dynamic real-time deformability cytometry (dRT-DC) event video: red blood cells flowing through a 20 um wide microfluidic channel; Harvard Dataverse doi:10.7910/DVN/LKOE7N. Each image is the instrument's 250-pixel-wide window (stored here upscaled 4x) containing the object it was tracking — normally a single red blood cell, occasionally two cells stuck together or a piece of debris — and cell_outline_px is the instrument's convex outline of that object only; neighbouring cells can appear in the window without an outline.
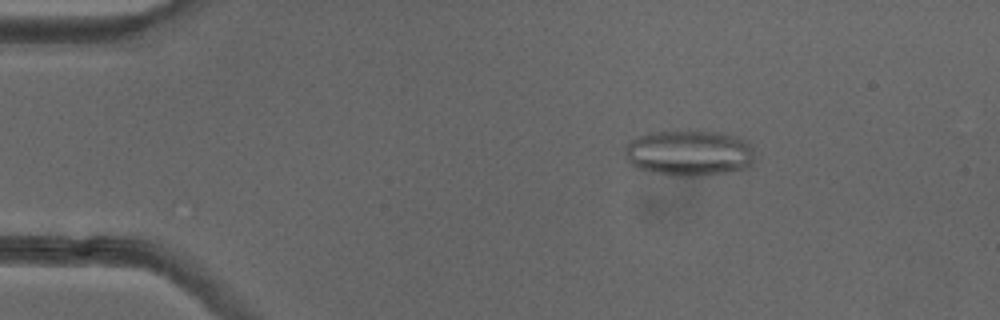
{"species": "common noctule bat (a hibernating species)", "species_latin": "Nyctalus noctula", "temperature_condition": "cold", "stored_images_in_passage": 51, "camera_frame_rate_fps": 3000, "um_per_image_px": 0.085, "animal": {"sex": "female"}, "frame": {"image": 1, "passage_image": 8, "time_ms": 2.333, "image_size_px": [1000, 320], "cell_outline_px": [[756, 160], [748, 168], [728, 172], [700, 176], [672, 176], [648, 172], [636, 168], [624, 156], [624, 144], [636, 136], [648, 132], [672, 128], [696, 128], [740, 136], [748, 140], [752, 144]], "centroid_in_image_um": [58.58, 12.95], "position_along_channel_um": 26.4, "area_um2": 36.88}}
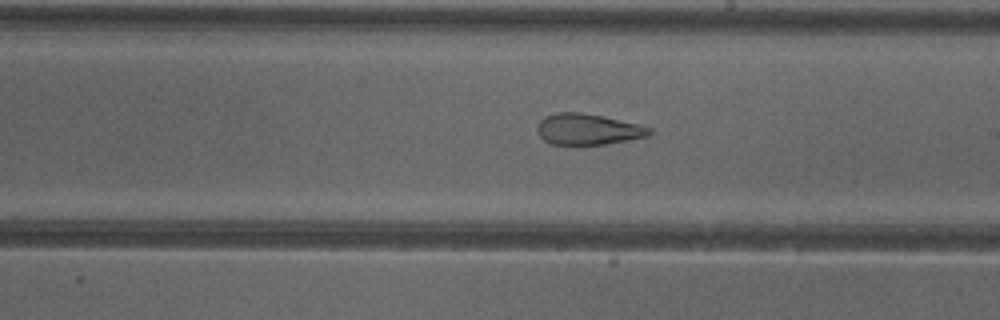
{"frame": {"image": 2, "passage_image": 29, "time_ms": 9.333, "image_size_px": [1000, 320], "cell_outline_px": [[652, 132], [648, 136], [604, 144], [552, 144], [544, 140], [536, 132], [536, 128], [540, 120], [544, 116], [556, 112], [580, 112], [640, 124], [652, 128]], "centroid_in_image_um": [49.94, 10.98], "position_along_channel_um": 239.1, "area_um2": 20.17}}
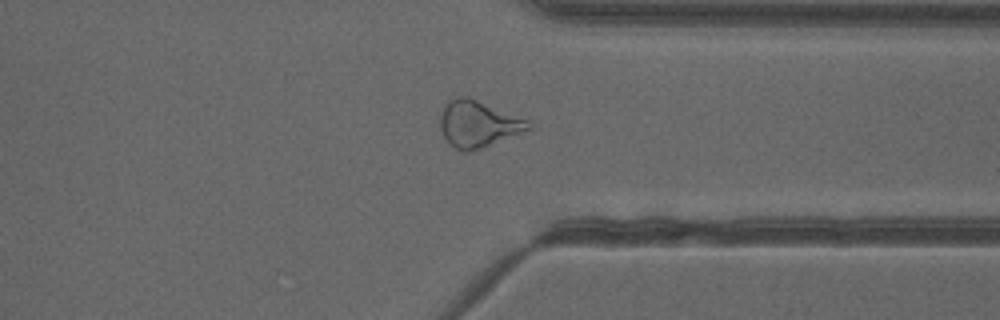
{"frame": {"image": 3, "passage_image": 39, "time_ms": 12.667, "image_size_px": [1000, 320], "cell_outline_px": [[536, 128], [472, 152], [464, 152], [448, 144], [440, 128], [440, 116], [444, 104], [448, 100], [460, 96], [468, 96], [528, 120]], "centroid_in_image_um": [40.66, 10.55], "position_along_channel_um": 370.7, "area_um2": 24.33}, "authors_computed_cell_mechanics": {"area_um2": 26.299, "velocity_mm_per_s": 4.0014, "shape_relaxation_time_tau1_ms": null, "shape_relaxation_time_tau2_ms": 2.115, "deformation_change_tau1": null, "deformation_change_tau2": 0.1075}}